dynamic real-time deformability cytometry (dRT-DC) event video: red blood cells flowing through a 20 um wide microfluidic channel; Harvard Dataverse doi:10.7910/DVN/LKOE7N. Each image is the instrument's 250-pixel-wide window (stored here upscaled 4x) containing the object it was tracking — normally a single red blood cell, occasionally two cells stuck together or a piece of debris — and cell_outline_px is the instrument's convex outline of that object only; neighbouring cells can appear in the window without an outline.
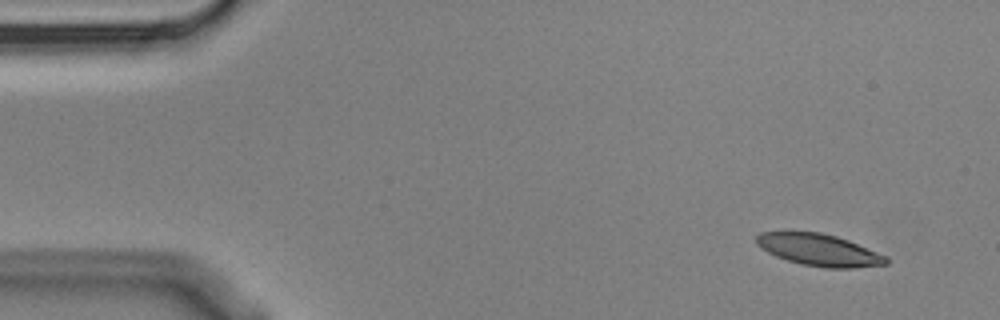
{"species": "Egyptian fruit bat (a non-hibernating species)", "species_latin": "Rousettus aegyptiacus", "temperature_condition": "cold", "stored_images_in_passage": 4, "camera_frame_rate_fps": 3000, "um_per_image_px": 0.085, "animal": {"sex": "male"}, "frame": {"image": 1, "passage_image": 1, "time_ms": 0.0, "image_size_px": [1000, 320], "cell_outline_px": [[888, 264], [852, 268], [824, 268], [800, 264], [776, 256], [768, 252], [756, 244], [756, 236], [760, 232], [820, 232], [836, 236], [848, 240], [888, 256]], "centroid_in_image_um": [69.64, 21.25], "position_along_channel_um": 15.4, "area_um2": 24.1}}